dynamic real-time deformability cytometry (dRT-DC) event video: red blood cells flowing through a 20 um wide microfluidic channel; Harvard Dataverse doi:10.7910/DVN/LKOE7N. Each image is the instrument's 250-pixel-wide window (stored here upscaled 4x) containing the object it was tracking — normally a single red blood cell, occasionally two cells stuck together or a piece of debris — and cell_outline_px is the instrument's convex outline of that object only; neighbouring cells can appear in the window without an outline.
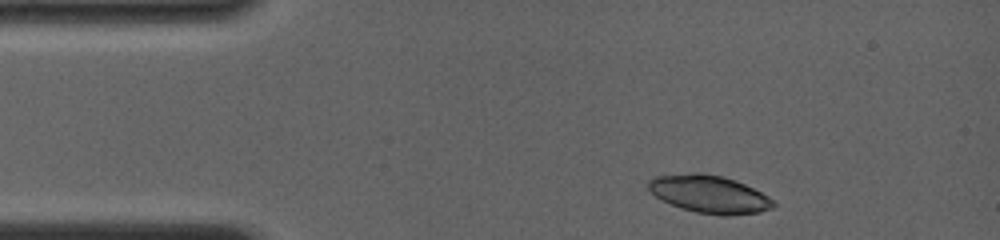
{"species": "common noctule bat (a hibernating species)", "species_latin": "Nyctalus noctula", "temperature_condition": "room temperature", "stored_images_in_passage": 3, "camera_frame_rate_fps": 4000, "um_per_image_px": 0.085, "animal": {"sex": "female", "body_mass_g": 19.0, "forearm_length_mm": 56.7}, "frame": {"image": 1, "passage_image": 1, "time_ms": 0.0, "image_size_px": [1000, 240], "cell_outline_px": [[776, 208], [760, 212], [728, 216], [720, 216], [696, 212], [672, 204], [656, 196], [648, 188], [648, 180], [652, 176], [692, 172], [700, 172], [724, 176], [736, 180], [776, 200]], "centroid_in_image_um": [60.34, 16.49], "position_along_channel_um": 24.7, "area_um2": 27.74}}